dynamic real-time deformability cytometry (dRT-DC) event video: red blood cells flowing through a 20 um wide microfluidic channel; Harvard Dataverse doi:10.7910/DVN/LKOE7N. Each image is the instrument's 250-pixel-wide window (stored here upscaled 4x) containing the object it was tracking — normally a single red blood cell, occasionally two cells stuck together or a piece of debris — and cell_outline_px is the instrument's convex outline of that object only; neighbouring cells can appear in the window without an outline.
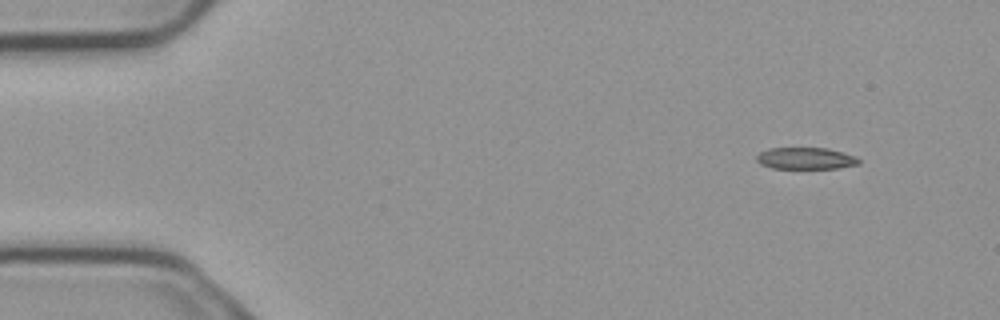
{"species": "common noctule bat (a hibernating species)", "species_latin": "Nyctalus noctula", "temperature_condition": "cold", "stored_images_in_passage": 4, "camera_frame_rate_fps": 3000, "um_per_image_px": 0.085, "animal": {"sex": "male", "body_mass_g": 23.1, "forearm_length_mm": 52.7}, "frame": {"image": 1, "passage_image": 1, "time_ms": 0.0, "image_size_px": [1000, 320], "cell_outline_px": [[860, 164], [836, 168], [772, 168], [760, 164], [756, 160], [756, 156], [760, 152], [768, 148], [828, 148], [856, 156], [860, 160]], "centroid_in_image_um": [68.48, 13.46], "position_along_channel_um": 16.5, "area_um2": 12.95}}
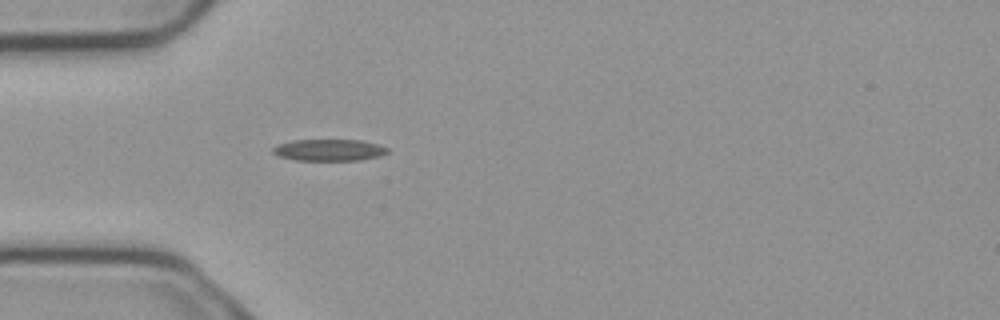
{"frame": {"image": 2, "passage_image": 4, "time_ms": 1.0, "image_size_px": [1000, 320], "cell_outline_px": [[388, 152], [380, 156], [360, 160], [296, 160], [280, 156], [272, 152], [272, 148], [276, 144], [292, 140], [360, 140], [376, 144], [388, 148]], "centroid_in_image_um": [27.94, 12.75], "position_along_channel_um": 57.1, "area_um2": 14.39}}